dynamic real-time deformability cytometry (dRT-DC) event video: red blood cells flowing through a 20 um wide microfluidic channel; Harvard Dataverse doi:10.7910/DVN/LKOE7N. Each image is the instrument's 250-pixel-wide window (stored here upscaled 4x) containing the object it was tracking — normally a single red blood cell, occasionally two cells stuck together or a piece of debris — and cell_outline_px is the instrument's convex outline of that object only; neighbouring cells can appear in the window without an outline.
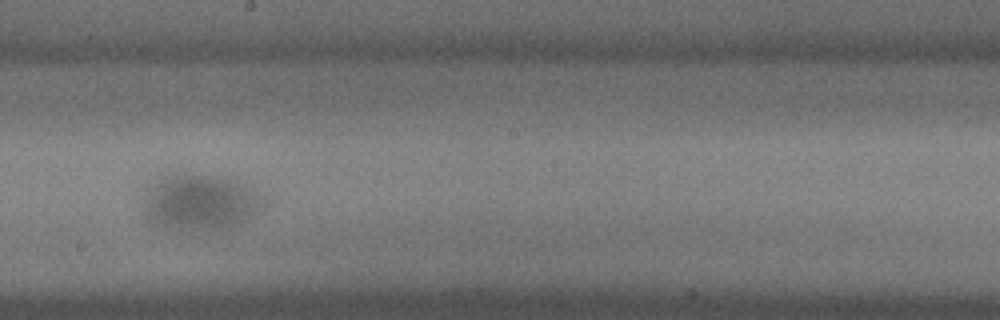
{"species": "common noctule bat (a hibernating species)", "species_latin": "Nyctalus noctula", "temperature_condition": "cold", "stored_images_in_passage": 47, "segment_of_instrument_passage": [1, 2], "camera_frame_rate_fps": 3000, "um_per_image_px": 0.085, "animal": {"sex": "male", "body_mass_g": 18.8}, "frame": {"image": 1, "passage_image": 23, "time_ms": 7.333, "image_size_px": [1000, 320], "cell_outline_px": [[264, 204], [240, 224], [228, 228], [156, 228], [144, 216], [144, 208], [148, 188], [156, 180], [164, 176], [216, 176], [236, 180], [252, 188], [264, 196]], "centroid_in_image_um": [17.0, 17.2], "position_along_channel_um": 231.2, "area_um2": 38.15}}
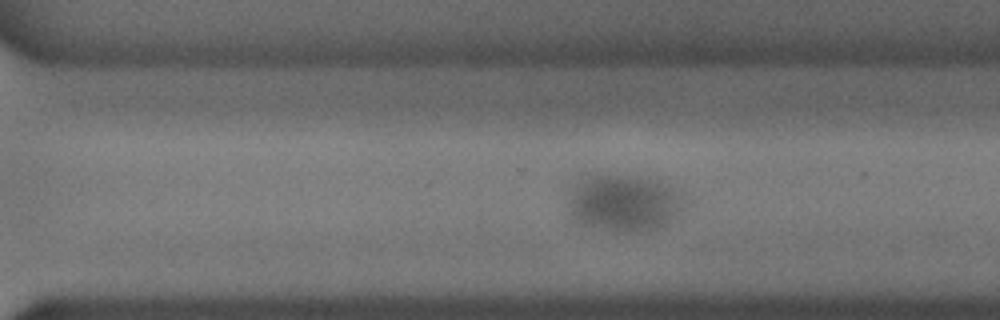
{"frame": {"image": 2, "passage_image": 30, "time_ms": 9.667, "image_size_px": [1000, 320], "cell_outline_px": [[684, 208], [680, 212], [656, 228], [600, 228], [584, 224], [572, 220], [568, 212], [568, 200], [572, 184], [592, 176], [628, 176], [660, 180], [676, 192], [684, 200]], "centroid_in_image_um": [52.96, 17.2], "position_along_channel_um": 317.6, "area_um2": 36.76}}
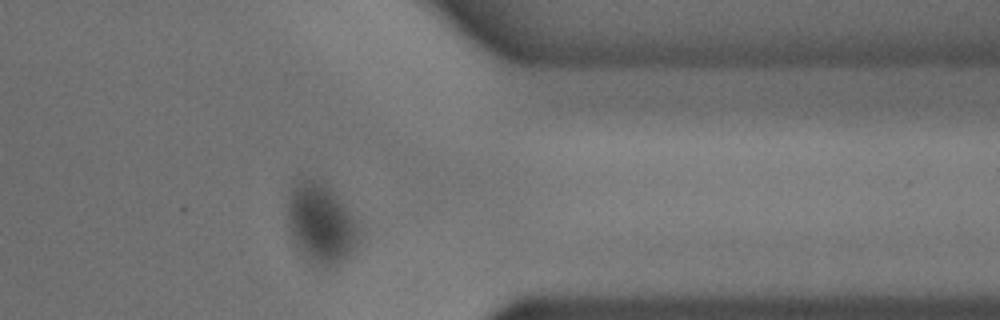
{"frame": {"image": 3, "passage_image": 36, "time_ms": 11.667, "image_size_px": [1000, 320], "cell_outline_px": [[360, 240], [340, 260], [328, 268], [324, 268], [316, 264], [296, 244], [288, 224], [288, 196], [292, 188], [304, 176], [308, 176], [324, 180], [336, 192], [360, 228]], "centroid_in_image_um": [27.28, 18.87], "position_along_channel_um": 384.1, "area_um2": 32.83}}